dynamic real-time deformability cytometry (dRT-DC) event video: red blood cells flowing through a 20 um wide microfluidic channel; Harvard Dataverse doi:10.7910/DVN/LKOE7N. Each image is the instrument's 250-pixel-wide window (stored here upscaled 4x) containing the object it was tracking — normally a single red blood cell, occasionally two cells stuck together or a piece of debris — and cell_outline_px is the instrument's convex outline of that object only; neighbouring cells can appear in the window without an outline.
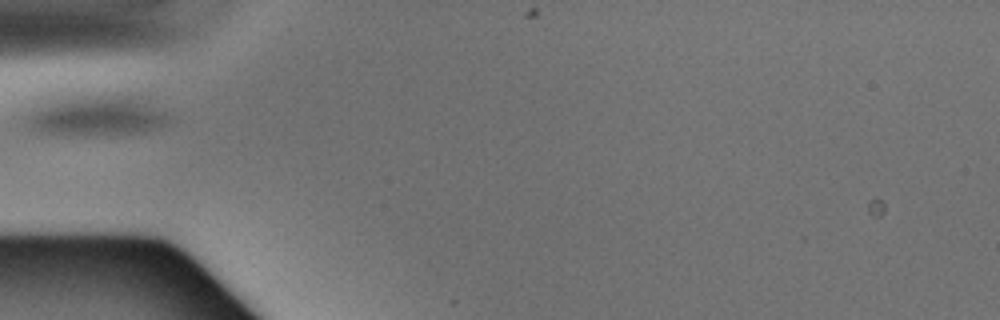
{"species": "Egyptian fruit bat (a non-hibernating species)", "species_latin": "Rousettus aegyptiacus", "temperature_condition": "warm", "stored_images_in_passage": 25, "camera_frame_rate_fps": 3000, "um_per_image_px": 0.085, "animal": {"sex": "male"}, "frame": {"image": 1, "passage_image": 1, "time_ms": 0.0, "image_size_px": [1000, 320], "cell_outline_px": [[168, 120], [160, 128], [144, 132], [108, 136], [40, 132], [32, 128], [20, 116], [24, 100], [40, 92], [56, 88], [88, 88], [144, 92], [168, 116]], "centroid_in_image_um": [7.85, 9.52], "position_along_channel_um": 77.2, "area_um2": 41.56}}
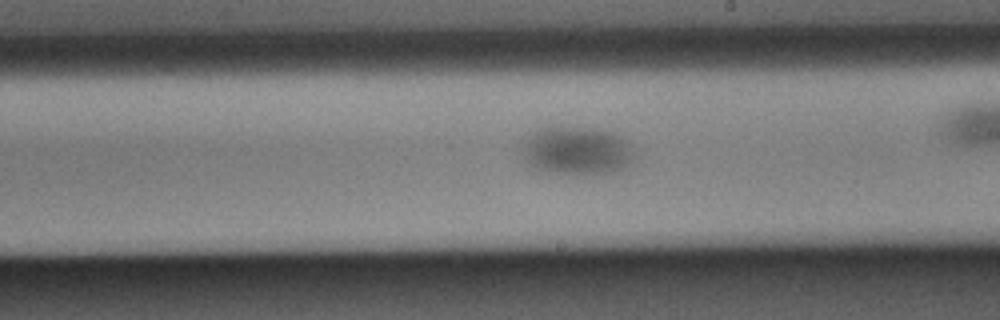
{"frame": {"image": 2, "passage_image": 10, "time_ms": 3.0, "image_size_px": [1000, 320], "cell_outline_px": [[632, 160], [624, 168], [612, 172], [544, 172], [532, 168], [528, 164], [520, 152], [520, 148], [540, 128], [592, 128], [612, 132], [620, 136], [632, 148]], "centroid_in_image_um": [48.99, 12.81], "position_along_channel_um": 240.0, "area_um2": 30.52}}
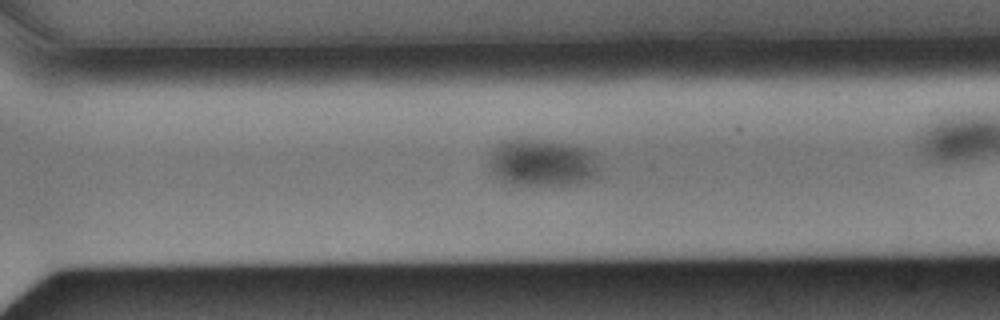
{"frame": {"image": 3, "passage_image": 16, "time_ms": 5.0, "image_size_px": [1000, 320], "cell_outline_px": [[600, 172], [596, 176], [572, 184], [516, 184], [504, 180], [496, 176], [492, 172], [488, 164], [488, 156], [500, 144], [512, 140], [544, 140], [568, 144], [584, 148], [592, 152], [600, 160]], "centroid_in_image_um": [46.14, 13.83], "position_along_channel_um": 324.5, "area_um2": 29.77}}